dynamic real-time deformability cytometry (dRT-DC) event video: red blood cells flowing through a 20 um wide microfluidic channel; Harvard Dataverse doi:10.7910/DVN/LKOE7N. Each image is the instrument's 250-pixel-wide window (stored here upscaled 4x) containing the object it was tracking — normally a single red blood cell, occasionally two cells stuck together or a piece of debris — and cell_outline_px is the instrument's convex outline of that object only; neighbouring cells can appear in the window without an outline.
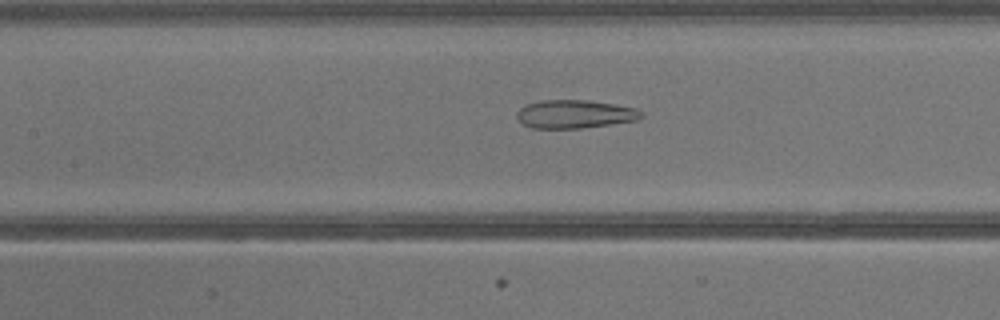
{"species": "common noctule bat (a hibernating species)", "species_latin": "Nyctalus noctula", "temperature_condition": "warm", "stored_images_in_passage": 41, "camera_frame_rate_fps": 3000, "um_per_image_px": 0.085, "animal": {"sex": "male", "body_mass_g": 13.3}, "frame": {"image": 1, "passage_image": 19, "time_ms": 6.0, "image_size_px": [1000, 320], "cell_outline_px": [[644, 116], [636, 120], [580, 128], [532, 128], [524, 124], [516, 116], [516, 112], [520, 108], [528, 104], [540, 100], [588, 100], [616, 104], [636, 108], [644, 112]], "centroid_in_image_um": [48.88, 9.69], "position_along_channel_um": 158.5, "area_um2": 20.46}}
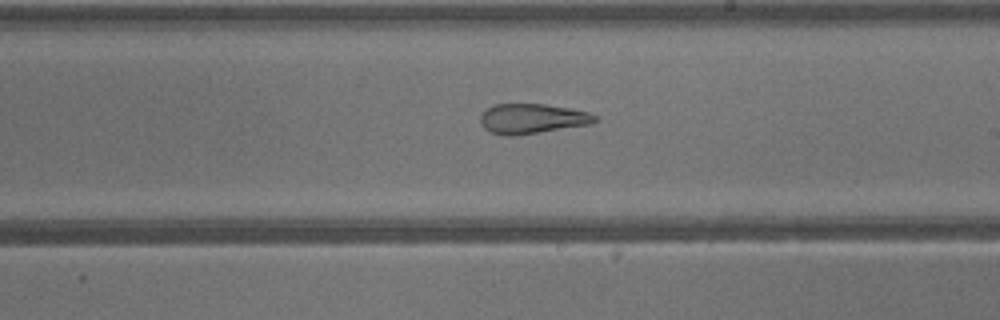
{"frame": {"image": 2, "passage_image": 24, "time_ms": 7.667, "image_size_px": [1000, 320], "cell_outline_px": [[600, 120], [592, 124], [512, 136], [504, 136], [492, 132], [484, 128], [480, 120], [480, 116], [488, 108], [496, 104], [544, 104], [568, 108], [588, 112], [600, 116]], "centroid_in_image_um": [45.29, 10.09], "position_along_channel_um": 243.7, "area_um2": 19.94}}
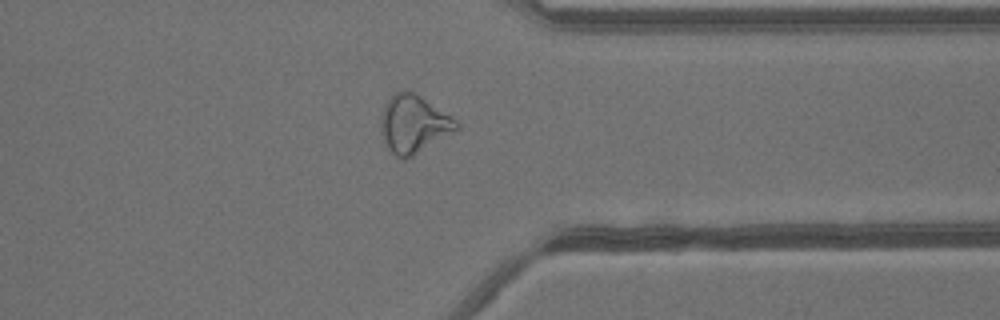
{"frame": {"image": 3, "passage_image": 32, "time_ms": 10.333, "image_size_px": [1000, 320], "cell_outline_px": [[460, 128], [412, 156], [404, 160], [400, 160], [388, 148], [380, 132], [380, 120], [384, 104], [396, 92], [404, 88], [416, 92], [460, 120]], "centroid_in_image_um": [35.18, 10.51], "position_along_channel_um": 376.2, "area_um2": 26.01}}